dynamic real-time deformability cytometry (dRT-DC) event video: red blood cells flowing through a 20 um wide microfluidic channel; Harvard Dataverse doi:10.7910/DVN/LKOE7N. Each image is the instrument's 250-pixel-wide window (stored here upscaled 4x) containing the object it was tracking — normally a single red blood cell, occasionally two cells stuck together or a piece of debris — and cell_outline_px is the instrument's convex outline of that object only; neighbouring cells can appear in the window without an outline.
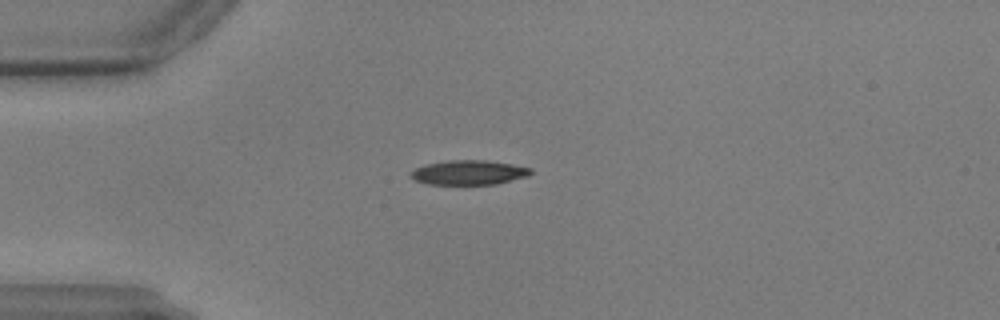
{"species": "common noctule bat (a hibernating species)", "species_latin": "Nyctalus noctula", "temperature_condition": "warm", "stored_images_in_passage": 37, "camera_frame_rate_fps": 3000, "um_per_image_px": 0.085, "animal": {"sex": "male", "body_mass_g": 17.9, "forearm_length_mm": 54.2}, "frame": {"image": 1, "passage_image": 1, "time_ms": 0.0, "image_size_px": [1000, 320], "cell_outline_px": [[532, 172], [528, 176], [496, 184], [428, 184], [416, 180], [408, 176], [408, 172], [424, 164], [448, 160], [488, 160], [512, 164], [532, 168]], "centroid_in_image_um": [39.82, 14.65], "position_along_channel_um": 45.2, "area_um2": 17.28}}
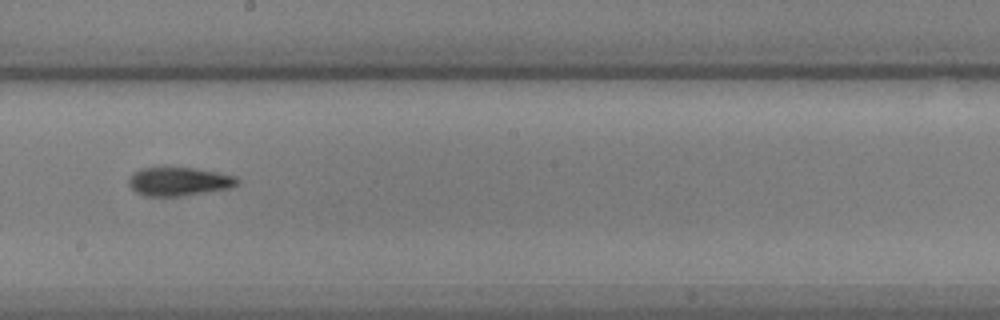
{"frame": {"image": 2, "passage_image": 19, "time_ms": 6.0, "image_size_px": [1000, 320], "cell_outline_px": [[240, 180], [236, 184], [228, 188], [180, 196], [144, 196], [136, 192], [128, 184], [128, 180], [132, 172], [140, 168], [192, 168], [216, 172], [236, 176]], "centroid_in_image_um": [15.15, 15.42], "position_along_channel_um": 233.0, "area_um2": 17.86}}
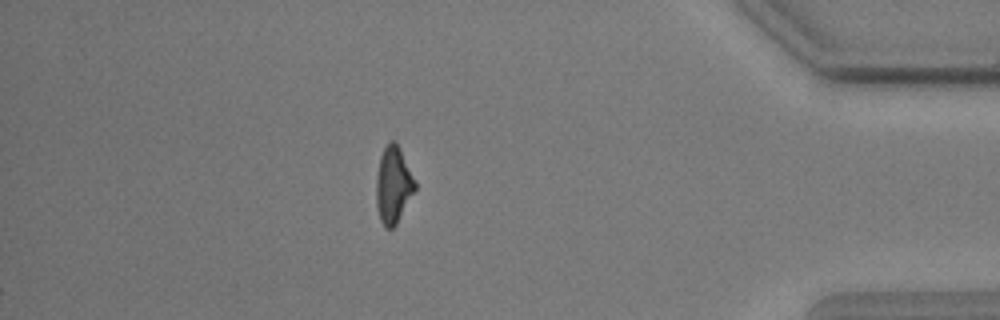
{"frame": {"image": 3, "passage_image": 37, "time_ms": 12.0, "image_size_px": [1000, 320], "cell_outline_px": [[416, 188], [396, 224], [392, 228], [384, 228], [380, 220], [376, 208], [376, 176], [380, 156], [388, 140], [396, 140], [400, 148], [416, 184]], "centroid_in_image_um": [33.4, 15.7], "position_along_channel_um": 401.8, "area_um2": 17.34}}